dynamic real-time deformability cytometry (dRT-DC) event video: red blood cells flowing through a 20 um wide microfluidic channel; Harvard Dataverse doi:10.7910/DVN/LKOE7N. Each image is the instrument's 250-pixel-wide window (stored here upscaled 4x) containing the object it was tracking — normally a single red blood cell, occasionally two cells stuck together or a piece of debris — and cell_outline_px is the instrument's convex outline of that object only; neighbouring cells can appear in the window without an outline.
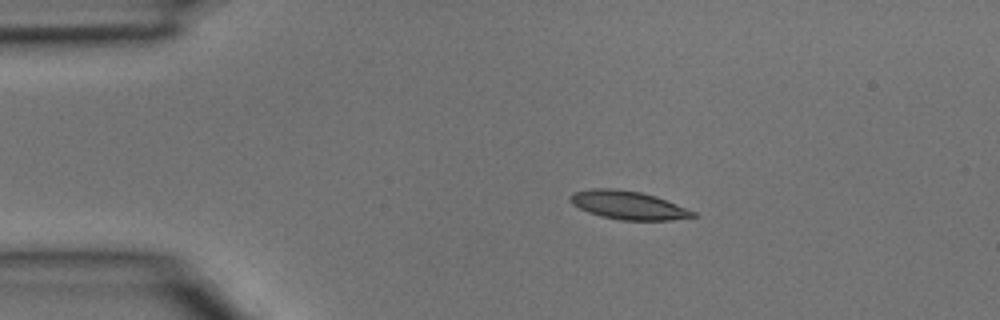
{"species": "common noctule bat (a hibernating species)", "species_latin": "Nyctalus noctula", "temperature_condition": "room temperature", "stored_images_in_passage": 2, "camera_frame_rate_fps": 3000, "um_per_image_px": 0.085, "animal": {"sex": "male", "body_mass_g": 15.6}, "frame": {"image": 1, "passage_image": 2, "time_ms": 0.333, "image_size_px": [1000, 320], "cell_outline_px": [[696, 216], [672, 220], [620, 220], [588, 212], [572, 204], [568, 200], [568, 196], [572, 192], [592, 188], [612, 188], [640, 192], [656, 196], [696, 212]], "centroid_in_image_um": [53.36, 17.43], "position_along_channel_um": 31.6, "area_um2": 20.23}}